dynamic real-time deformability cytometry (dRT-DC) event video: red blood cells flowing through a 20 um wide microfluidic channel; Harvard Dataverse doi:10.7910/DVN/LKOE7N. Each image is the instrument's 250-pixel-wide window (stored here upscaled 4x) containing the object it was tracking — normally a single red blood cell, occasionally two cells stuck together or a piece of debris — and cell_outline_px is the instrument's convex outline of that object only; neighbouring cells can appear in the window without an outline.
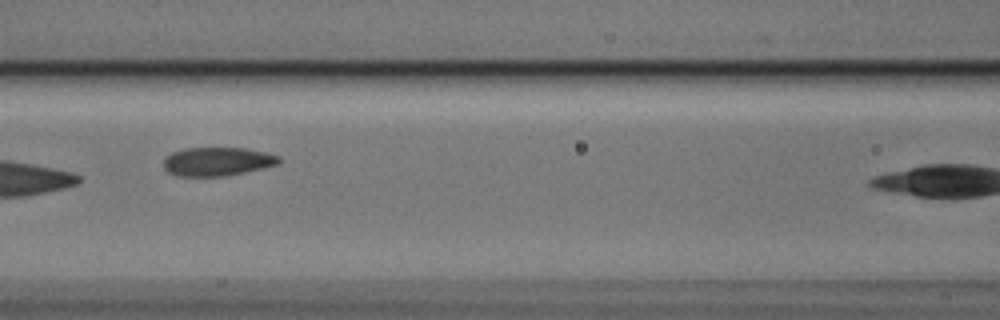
{"species": "Egyptian fruit bat (a non-hibernating species)", "species_latin": "Rousettus aegyptiacus", "temperature_condition": "cold", "stored_images_in_passage": 8, "camera_frame_rate_fps": 3000, "um_per_image_px": 0.085, "animal": {"sex": "male"}, "frame": {"image": 1, "passage_image": 3, "time_ms": 0.667, "image_size_px": [1000, 320], "cell_outline_px": [[280, 160], [276, 164], [244, 172], [224, 176], [176, 176], [168, 172], [164, 168], [164, 160], [172, 152], [184, 148], [244, 148], [264, 152], [280, 156]], "centroid_in_image_um": [18.43, 13.73], "position_along_channel_um": 148.2, "area_um2": 19.02}}
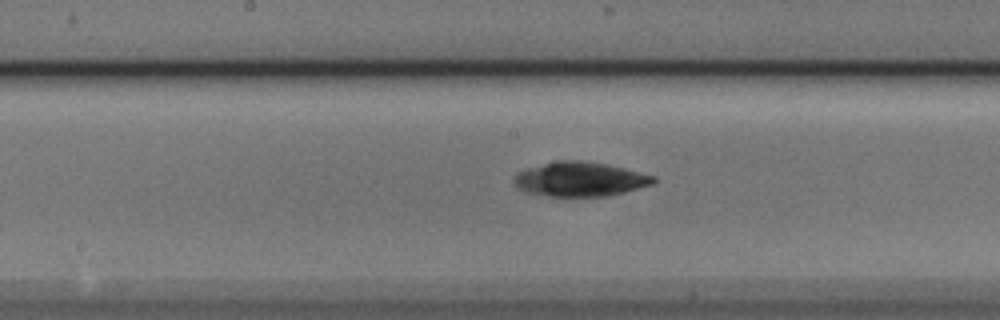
{"frame": {"image": 2, "passage_image": 5, "time_ms": 1.333, "image_size_px": [1000, 320], "cell_outline_px": [[656, 180], [652, 184], [624, 192], [608, 196], [548, 196], [528, 192], [516, 188], [512, 180], [520, 172], [528, 168], [556, 160], [580, 160], [608, 164], [656, 176]], "centroid_in_image_um": [49.31, 15.23], "position_along_channel_um": 198.9, "area_um2": 27.86}}